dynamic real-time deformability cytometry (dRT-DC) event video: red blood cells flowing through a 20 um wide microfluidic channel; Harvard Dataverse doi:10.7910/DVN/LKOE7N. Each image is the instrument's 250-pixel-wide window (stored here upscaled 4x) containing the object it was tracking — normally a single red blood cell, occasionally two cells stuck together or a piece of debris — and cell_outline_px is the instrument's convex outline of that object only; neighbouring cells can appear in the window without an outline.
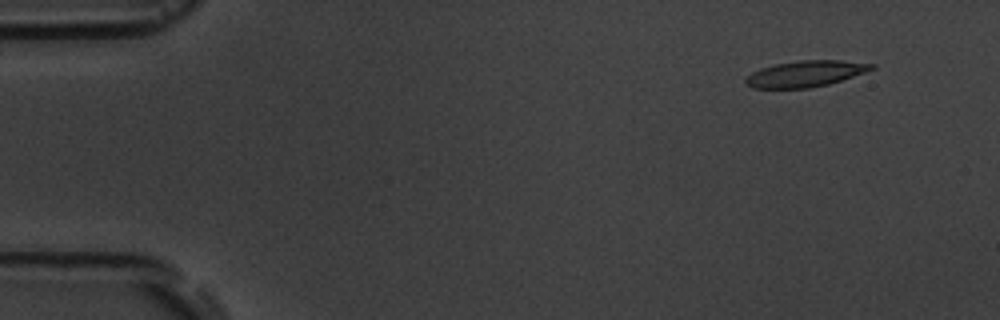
{"species": "common noctule bat (a hibernating species)", "species_latin": "Nyctalus noctula", "temperature_condition": "room temperature", "stored_images_in_passage": 6, "camera_frame_rate_fps": 3000, "um_per_image_px": 0.085, "animal": {"sex": "male", "body_mass_g": 19.5, "forearm_length_mm": 54.6}, "frame": {"image": 1, "passage_image": 2, "time_ms": 1.333, "image_size_px": [1000, 320], "cell_outline_px": [[876, 68], [828, 84], [808, 88], [752, 88], [744, 80], [752, 72], [760, 68], [776, 64], [800, 60], [840, 60], [876, 64]], "centroid_in_image_um": [68.46, 6.26], "position_along_channel_um": 16.5, "area_um2": 18.96}}
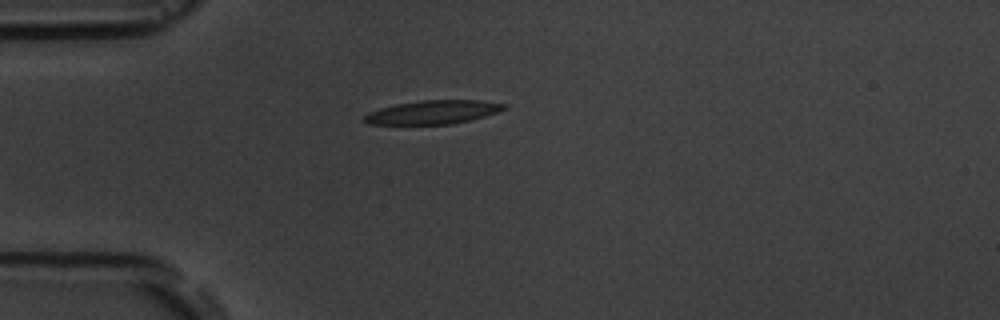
{"frame": {"image": 2, "passage_image": 5, "time_ms": 4.667, "image_size_px": [1000, 320], "cell_outline_px": [[508, 108], [484, 116], [452, 124], [368, 124], [364, 120], [364, 116], [368, 112], [380, 108], [396, 104], [424, 100], [480, 100], [508, 104]], "centroid_in_image_um": [36.82, 9.53], "position_along_channel_um": 48.2, "area_um2": 19.13}}